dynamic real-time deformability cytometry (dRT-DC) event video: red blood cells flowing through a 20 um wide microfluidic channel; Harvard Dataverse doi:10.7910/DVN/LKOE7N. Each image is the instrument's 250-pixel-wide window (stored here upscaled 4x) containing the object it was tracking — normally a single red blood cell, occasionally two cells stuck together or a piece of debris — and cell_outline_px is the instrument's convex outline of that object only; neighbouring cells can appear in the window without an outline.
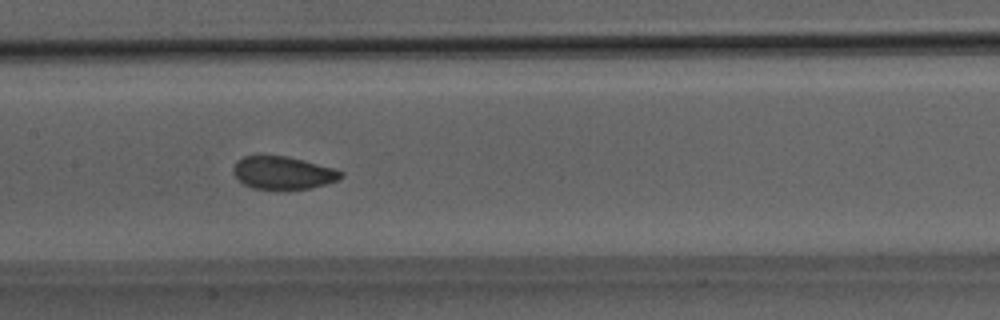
{"species": "Egyptian fruit bat (a non-hibernating species)", "species_latin": "Rousettus aegyptiacus", "temperature_condition": "room temperature", "stored_images_in_passage": 46, "camera_frame_rate_fps": 3000, "um_per_image_px": 0.085, "animal": {"sex": "male"}, "frame": {"image": 1, "passage_image": 21, "time_ms": 6.667, "image_size_px": [1000, 320], "cell_outline_px": [[344, 176], [340, 180], [328, 184], [312, 188], [252, 188], [244, 184], [232, 172], [232, 168], [236, 160], [244, 156], [260, 152], [284, 156], [332, 168], [344, 172]], "centroid_in_image_um": [24.01, 14.65], "position_along_channel_um": 183.4, "area_um2": 20.81}}
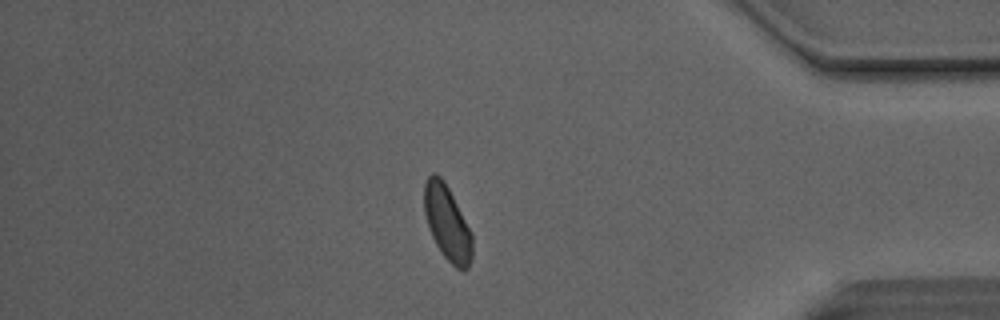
{"frame": {"image": 2, "passage_image": 39, "time_ms": 12.667, "image_size_px": [1000, 320], "cell_outline_px": [[472, 260], [468, 268], [456, 268], [444, 256], [436, 244], [428, 228], [424, 212], [424, 184], [428, 176], [432, 172], [436, 172], [444, 180], [472, 232]], "centroid_in_image_um": [38.01, 18.92], "position_along_channel_um": 397.2, "area_um2": 20.98}}
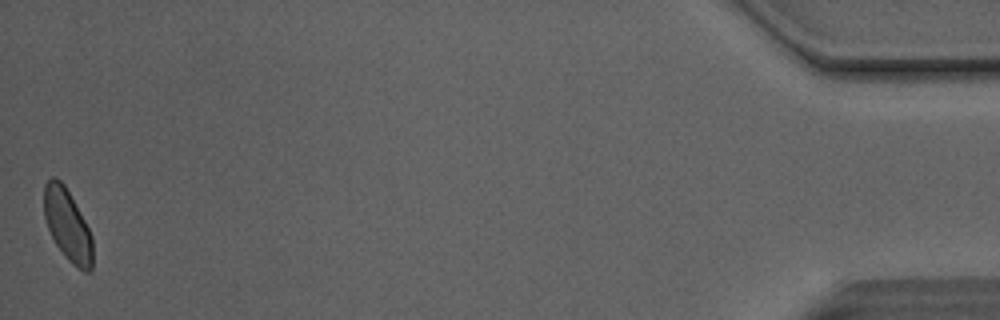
{"frame": {"image": 3, "passage_image": 46, "time_ms": 15.0, "image_size_px": [1000, 320], "cell_outline_px": [[92, 268], [88, 272], [84, 272], [72, 264], [64, 256], [56, 244], [48, 228], [44, 216], [44, 184], [52, 176], [56, 176], [64, 184], [84, 220], [92, 236]], "centroid_in_image_um": [5.73, 19.13], "position_along_channel_um": 429.5, "area_um2": 20.17}, "authors_computed_cell_mechanics": {"area_um2": 21.5016, "velocity_mm_per_s": 4.1012, "shape_relaxation_time_tau1_ms": 4.6394, "shape_relaxation_time_tau2_ms": 0.8879, "deformation_change_tau1": 0.0733, "deformation_change_tau2": 0.06}}